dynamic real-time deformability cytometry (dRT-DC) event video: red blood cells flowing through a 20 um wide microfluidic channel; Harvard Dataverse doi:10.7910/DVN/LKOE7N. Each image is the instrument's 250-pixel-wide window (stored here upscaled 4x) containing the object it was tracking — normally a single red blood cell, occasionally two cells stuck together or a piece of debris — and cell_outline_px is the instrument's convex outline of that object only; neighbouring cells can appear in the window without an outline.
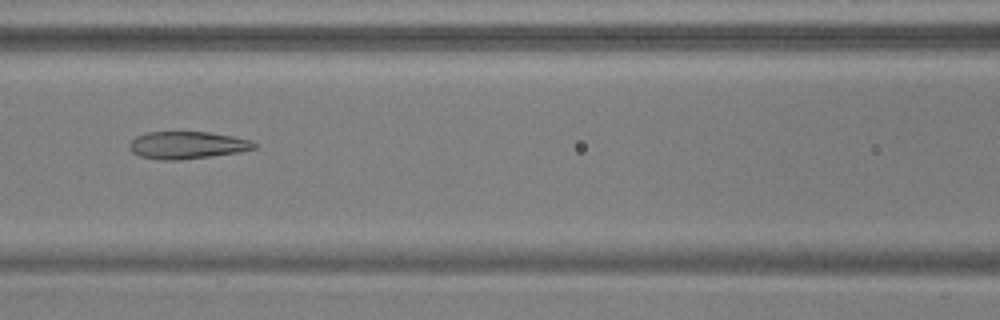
{"species": "common noctule bat (a hibernating species)", "species_latin": "Nyctalus noctula", "temperature_condition": "warm", "stored_images_in_passage": 54, "camera_frame_rate_fps": 3000, "um_per_image_px": 0.085, "animal": {"sex": "male", "body_mass_g": 17.9, "forearm_length_mm": 54.2}, "frame": {"image": 1, "passage_image": 25, "time_ms": 8.0, "image_size_px": [1000, 320], "cell_outline_px": [[256, 148], [240, 152], [212, 156], [180, 160], [160, 160], [140, 156], [132, 152], [128, 148], [128, 144], [136, 136], [148, 132], [208, 132], [232, 136], [248, 140], [256, 144]], "centroid_in_image_um": [15.87, 12.34], "position_along_channel_um": 150.7, "area_um2": 19.88}}
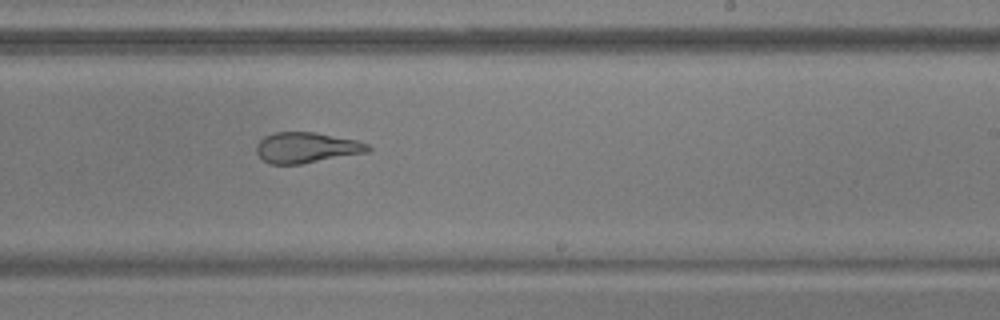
{"frame": {"image": 2, "passage_image": 34, "time_ms": 11.0, "image_size_px": [1000, 320], "cell_outline_px": [[372, 148], [368, 152], [300, 164], [268, 164], [256, 152], [256, 144], [264, 136], [276, 132], [316, 132], [356, 140], [368, 144]], "centroid_in_image_um": [26.04, 12.54], "position_along_channel_um": 263.0, "area_um2": 19.88}}
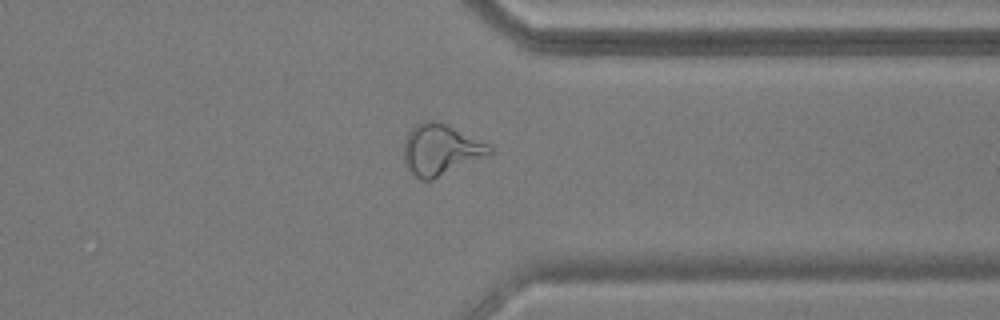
{"frame": {"image": 3, "passage_image": 43, "time_ms": 14.0, "image_size_px": [1000, 320], "cell_outline_px": [[492, 152], [488, 156], [432, 180], [420, 180], [408, 168], [404, 160], [404, 140], [408, 132], [416, 124], [424, 120], [436, 120], [488, 144], [492, 148]], "centroid_in_image_um": [37.44, 12.73], "position_along_channel_um": 374.0, "area_um2": 25.26}, "authors_computed_cell_mechanics": {"area_um2": 23.8136, "velocity_mm_per_s": 3.753, "shape_relaxation_time_tau1_ms": 8.8967, "shape_relaxation_time_tau2_ms": 1.8713, "deformation_change_tau1": 0.2888, "deformation_change_tau2": 0.116}}